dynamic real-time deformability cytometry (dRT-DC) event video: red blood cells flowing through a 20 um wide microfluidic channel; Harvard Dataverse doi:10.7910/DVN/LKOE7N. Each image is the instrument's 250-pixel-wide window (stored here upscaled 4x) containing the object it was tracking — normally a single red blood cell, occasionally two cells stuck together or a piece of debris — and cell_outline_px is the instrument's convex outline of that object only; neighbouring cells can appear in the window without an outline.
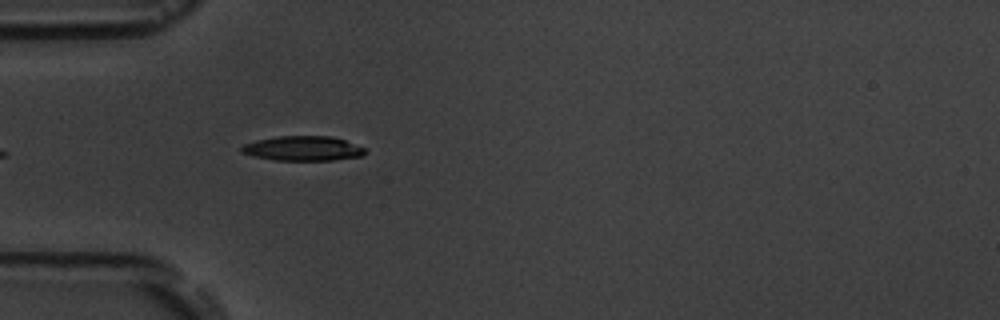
{"species": "common noctule bat (a hibernating species)", "species_latin": "Nyctalus noctula", "temperature_condition": "room temperature", "stored_images_in_passage": 5, "camera_frame_rate_fps": 3000, "um_per_image_px": 0.085, "animal": {"sex": "male", "body_mass_g": 19.5, "forearm_length_mm": 54.6}, "frame": {"image": 1, "passage_image": 5, "time_ms": 4.667, "image_size_px": [1000, 320], "cell_outline_px": [[368, 152], [364, 156], [332, 160], [276, 160], [252, 156], [240, 152], [240, 148], [244, 144], [256, 140], [276, 136], [332, 136], [344, 140], [364, 148]], "centroid_in_image_um": [25.74, 12.62], "position_along_channel_um": 59.3, "area_um2": 17.86}}